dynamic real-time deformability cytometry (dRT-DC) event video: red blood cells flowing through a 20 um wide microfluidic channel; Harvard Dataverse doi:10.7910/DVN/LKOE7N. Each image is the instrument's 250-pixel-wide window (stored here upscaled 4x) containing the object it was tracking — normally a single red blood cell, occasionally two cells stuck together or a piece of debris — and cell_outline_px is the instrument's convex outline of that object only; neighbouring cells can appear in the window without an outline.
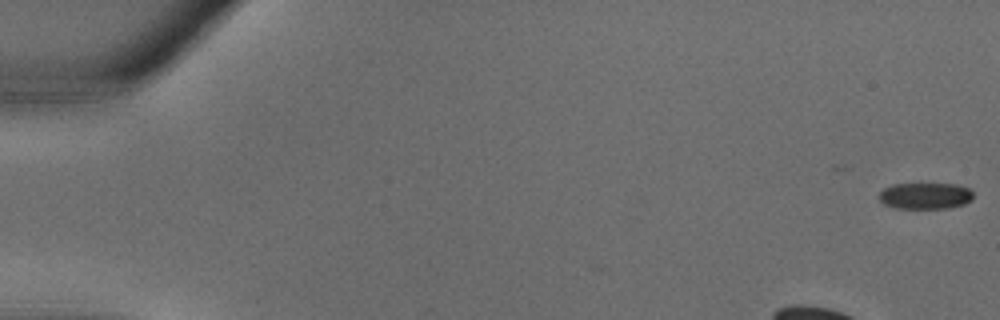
{"species": "common noctule bat (a hibernating species)", "species_latin": "Nyctalus noctula", "temperature_condition": "warm", "stored_images_in_passage": 35, "camera_frame_rate_fps": 3000, "um_per_image_px": 0.085, "animal": {"sex": "male", "body_mass_g": 18.8}, "frame": {"image": 1, "passage_image": 1, "time_ms": 0.0, "image_size_px": [1000, 320], "cell_outline_px": [[972, 200], [964, 204], [948, 208], [896, 208], [884, 204], [880, 200], [880, 192], [884, 188], [892, 184], [956, 184], [968, 188], [972, 192]], "centroid_in_image_um": [78.65, 16.64], "position_along_channel_um": 6.3, "area_um2": 14.39}}
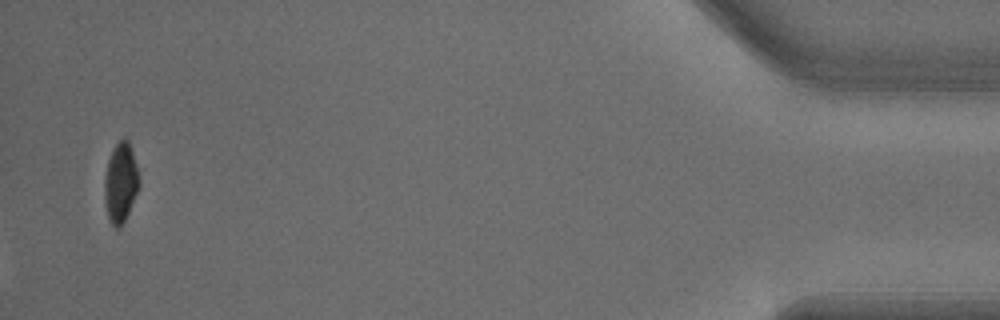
{"frame": {"image": 2, "passage_image": 35, "time_ms": 11.333, "image_size_px": [1000, 320], "cell_outline_px": [[140, 184], [128, 212], [120, 228], [116, 228], [112, 224], [108, 216], [104, 200], [104, 180], [108, 160], [116, 144], [120, 140], [128, 140], [132, 152], [140, 180]], "centroid_in_image_um": [10.24, 15.55], "position_along_channel_um": 425.0, "area_um2": 15.66}}